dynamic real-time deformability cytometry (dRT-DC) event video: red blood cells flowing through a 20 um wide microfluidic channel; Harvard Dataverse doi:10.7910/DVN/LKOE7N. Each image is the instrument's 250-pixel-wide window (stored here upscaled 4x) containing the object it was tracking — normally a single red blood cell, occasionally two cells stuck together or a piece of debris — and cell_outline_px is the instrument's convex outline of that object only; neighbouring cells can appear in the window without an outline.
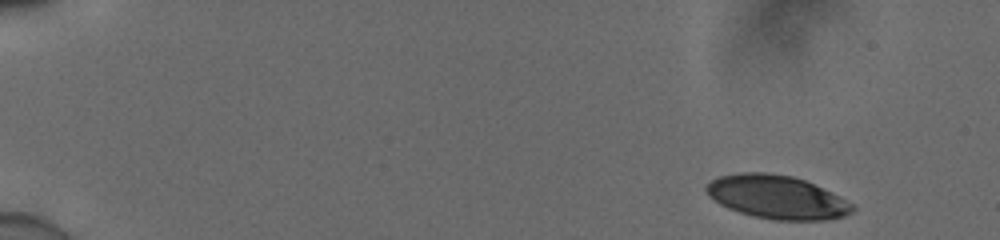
{"species": "human", "species_latin": "Homo sapiens", "temperature_condition": "cold", "stored_images_in_passage": 50, "camera_frame_rate_fps": 3000, "um_per_image_px": 0.085, "donor": {"sex": "male"}, "frame": {"image": 1, "passage_image": 1, "time_ms": 0.0, "image_size_px": [1000, 240], "cell_outline_px": [[856, 208], [852, 212], [844, 216], [824, 220], [772, 220], [740, 212], [728, 208], [720, 204], [708, 196], [704, 188], [712, 180], [720, 176], [740, 172], [768, 172], [792, 176], [804, 180], [852, 204]], "centroid_in_image_um": [65.98, 16.75], "position_along_channel_um": 19.0, "area_um2": 36.53}}
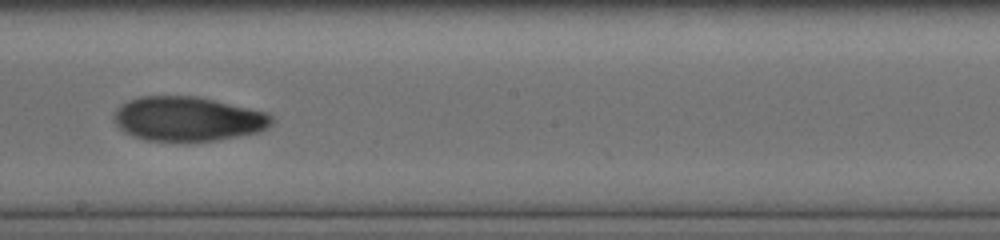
{"frame": {"image": 2, "passage_image": 29, "time_ms": 9.333, "image_size_px": [1000, 240], "cell_outline_px": [[276, 120], [268, 128], [256, 132], [216, 140], [144, 140], [132, 136], [124, 132], [112, 120], [112, 116], [116, 108], [120, 104], [128, 100], [140, 96], [196, 96], [268, 112]], "centroid_in_image_um": [15.94, 10.09], "position_along_channel_um": 232.3, "area_um2": 40.86}}
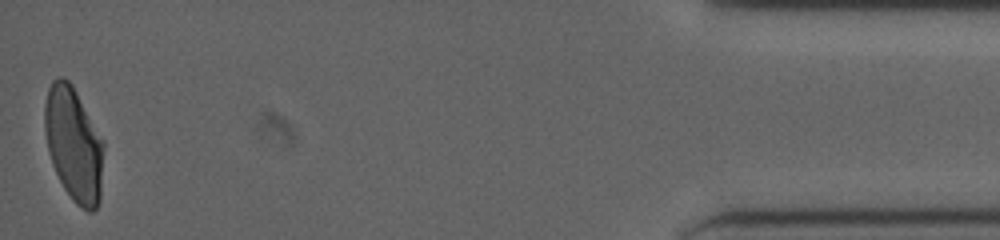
{"frame": {"image": 3, "passage_image": 50, "time_ms": 16.333, "image_size_px": [1000, 240], "cell_outline_px": [[104, 148], [100, 200], [96, 208], [92, 212], [88, 212], [80, 208], [72, 200], [64, 188], [52, 164], [48, 152], [44, 128], [44, 104], [48, 88], [52, 80], [56, 76], [60, 76], [68, 80], [72, 84], [104, 140]], "centroid_in_image_um": [6.27, 12.25], "position_along_channel_um": 428.9, "area_um2": 39.71}, "authors_computed_cell_mechanics": {"area_um2": 39.7086, "velocity_mm_per_s": 3.8944, "shape_relaxation_time_tau1_ms": 7.8067, "shape_relaxation_time_tau2_ms": 2.4761, "deformation_change_tau1": 0.2111, "deformation_change_tau2": 0.0799}}